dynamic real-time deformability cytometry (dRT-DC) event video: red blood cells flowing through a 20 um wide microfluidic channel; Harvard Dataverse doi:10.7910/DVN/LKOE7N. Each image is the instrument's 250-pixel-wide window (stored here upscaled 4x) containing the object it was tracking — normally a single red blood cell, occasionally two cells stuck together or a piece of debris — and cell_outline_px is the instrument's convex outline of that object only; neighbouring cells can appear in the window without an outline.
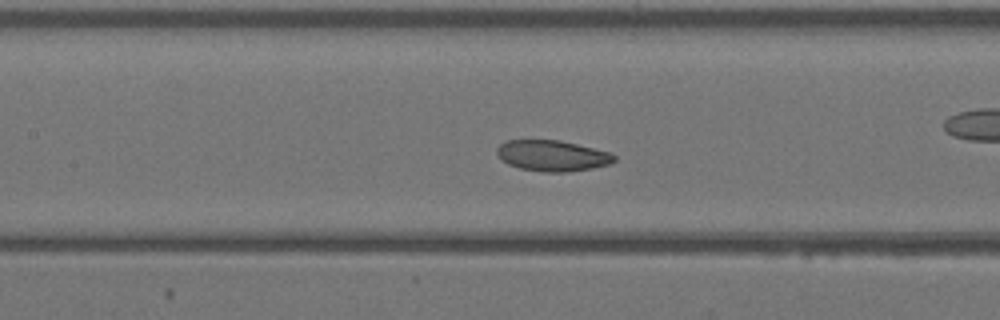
{"species": "Egyptian fruit bat (a non-hibernating species)", "species_latin": "Rousettus aegyptiacus", "temperature_condition": "warm", "stored_images_in_passage": 42, "camera_frame_rate_fps": 3000, "um_per_image_px": 0.085, "animal": {"sex": "female"}, "frame": {"image": 1, "passage_image": 19, "time_ms": 6.0, "image_size_px": [1000, 320], "cell_outline_px": [[616, 160], [608, 164], [592, 168], [568, 172], [544, 172], [520, 168], [508, 164], [500, 160], [496, 152], [496, 148], [500, 144], [508, 140], [560, 140], [608, 152], [616, 156]], "centroid_in_image_um": [46.9, 13.24], "position_along_channel_um": 160.5, "area_um2": 21.04}}
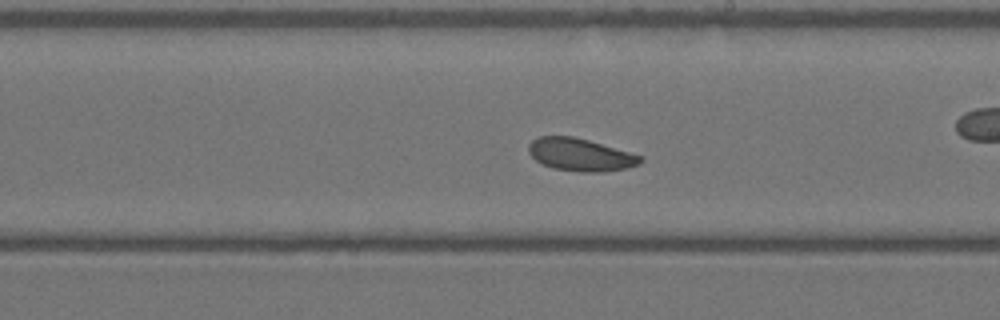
{"frame": {"image": 2, "passage_image": 24, "time_ms": 7.667, "image_size_px": [1000, 320], "cell_outline_px": [[644, 160], [640, 164], [624, 168], [604, 172], [580, 172], [552, 168], [536, 160], [528, 152], [528, 144], [532, 140], [540, 136], [572, 136], [588, 140], [644, 156]], "centroid_in_image_um": [49.34, 13.15], "position_along_channel_um": 239.7, "area_um2": 21.27}}